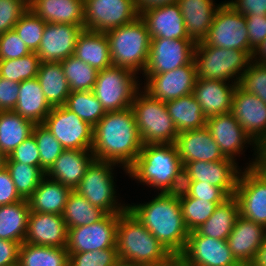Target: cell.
Segmentation results:
<instances>
[{
  "instance_id": "7402d4cb",
  "label": "cell",
  "mask_w": 266,
  "mask_h": 266,
  "mask_svg": "<svg viewBox=\"0 0 266 266\" xmlns=\"http://www.w3.org/2000/svg\"><path fill=\"white\" fill-rule=\"evenodd\" d=\"M68 228L63 215L30 211L24 242L51 247H66Z\"/></svg>"
},
{
  "instance_id": "1f68e13d",
  "label": "cell",
  "mask_w": 266,
  "mask_h": 266,
  "mask_svg": "<svg viewBox=\"0 0 266 266\" xmlns=\"http://www.w3.org/2000/svg\"><path fill=\"white\" fill-rule=\"evenodd\" d=\"M69 187L45 176L27 199L31 211L62 215L67 203Z\"/></svg>"
},
{
  "instance_id": "11a10c76",
  "label": "cell",
  "mask_w": 266,
  "mask_h": 266,
  "mask_svg": "<svg viewBox=\"0 0 266 266\" xmlns=\"http://www.w3.org/2000/svg\"><path fill=\"white\" fill-rule=\"evenodd\" d=\"M189 197L215 202L217 205L229 198L219 187L201 182H192Z\"/></svg>"
},
{
  "instance_id": "91938a15",
  "label": "cell",
  "mask_w": 266,
  "mask_h": 266,
  "mask_svg": "<svg viewBox=\"0 0 266 266\" xmlns=\"http://www.w3.org/2000/svg\"><path fill=\"white\" fill-rule=\"evenodd\" d=\"M20 242L0 239V266H17Z\"/></svg>"
},
{
  "instance_id": "f35d334b",
  "label": "cell",
  "mask_w": 266,
  "mask_h": 266,
  "mask_svg": "<svg viewBox=\"0 0 266 266\" xmlns=\"http://www.w3.org/2000/svg\"><path fill=\"white\" fill-rule=\"evenodd\" d=\"M106 214L104 210L92 205L86 198L72 190L62 215L69 229L95 223Z\"/></svg>"
},
{
  "instance_id": "db71d44e",
  "label": "cell",
  "mask_w": 266,
  "mask_h": 266,
  "mask_svg": "<svg viewBox=\"0 0 266 266\" xmlns=\"http://www.w3.org/2000/svg\"><path fill=\"white\" fill-rule=\"evenodd\" d=\"M192 177L183 166L172 178L170 185L163 192L167 197L181 199L189 196L191 192Z\"/></svg>"
},
{
  "instance_id": "ee69618b",
  "label": "cell",
  "mask_w": 266,
  "mask_h": 266,
  "mask_svg": "<svg viewBox=\"0 0 266 266\" xmlns=\"http://www.w3.org/2000/svg\"><path fill=\"white\" fill-rule=\"evenodd\" d=\"M183 221L189 232L195 231L204 224L214 213L218 206L215 202L201 200L193 197L179 199Z\"/></svg>"
},
{
  "instance_id": "a7ac6f4b",
  "label": "cell",
  "mask_w": 266,
  "mask_h": 266,
  "mask_svg": "<svg viewBox=\"0 0 266 266\" xmlns=\"http://www.w3.org/2000/svg\"><path fill=\"white\" fill-rule=\"evenodd\" d=\"M28 5L30 4L31 0H24Z\"/></svg>"
},
{
  "instance_id": "836d02e7",
  "label": "cell",
  "mask_w": 266,
  "mask_h": 266,
  "mask_svg": "<svg viewBox=\"0 0 266 266\" xmlns=\"http://www.w3.org/2000/svg\"><path fill=\"white\" fill-rule=\"evenodd\" d=\"M178 134L206 127L207 118L193 94L165 102Z\"/></svg>"
},
{
  "instance_id": "d4e9b609",
  "label": "cell",
  "mask_w": 266,
  "mask_h": 266,
  "mask_svg": "<svg viewBox=\"0 0 266 266\" xmlns=\"http://www.w3.org/2000/svg\"><path fill=\"white\" fill-rule=\"evenodd\" d=\"M266 238V228L239 215L227 242L236 260L249 265Z\"/></svg>"
},
{
  "instance_id": "681fc988",
  "label": "cell",
  "mask_w": 266,
  "mask_h": 266,
  "mask_svg": "<svg viewBox=\"0 0 266 266\" xmlns=\"http://www.w3.org/2000/svg\"><path fill=\"white\" fill-rule=\"evenodd\" d=\"M28 8L24 0H0V34L12 30Z\"/></svg>"
},
{
  "instance_id": "f6af8a7d",
  "label": "cell",
  "mask_w": 266,
  "mask_h": 266,
  "mask_svg": "<svg viewBox=\"0 0 266 266\" xmlns=\"http://www.w3.org/2000/svg\"><path fill=\"white\" fill-rule=\"evenodd\" d=\"M32 134L39 150L40 167L46 173L65 149L43 124H35Z\"/></svg>"
},
{
  "instance_id": "f546056e",
  "label": "cell",
  "mask_w": 266,
  "mask_h": 266,
  "mask_svg": "<svg viewBox=\"0 0 266 266\" xmlns=\"http://www.w3.org/2000/svg\"><path fill=\"white\" fill-rule=\"evenodd\" d=\"M73 55L97 71L112 66L109 40L103 32L83 29L78 36Z\"/></svg>"
},
{
  "instance_id": "94428289",
  "label": "cell",
  "mask_w": 266,
  "mask_h": 266,
  "mask_svg": "<svg viewBox=\"0 0 266 266\" xmlns=\"http://www.w3.org/2000/svg\"><path fill=\"white\" fill-rule=\"evenodd\" d=\"M139 16L152 8L161 7L168 4L177 3V0H134Z\"/></svg>"
},
{
  "instance_id": "4fadbf2b",
  "label": "cell",
  "mask_w": 266,
  "mask_h": 266,
  "mask_svg": "<svg viewBox=\"0 0 266 266\" xmlns=\"http://www.w3.org/2000/svg\"><path fill=\"white\" fill-rule=\"evenodd\" d=\"M43 125L65 150H91L94 127L64 105L52 107Z\"/></svg>"
},
{
  "instance_id": "484cf974",
  "label": "cell",
  "mask_w": 266,
  "mask_h": 266,
  "mask_svg": "<svg viewBox=\"0 0 266 266\" xmlns=\"http://www.w3.org/2000/svg\"><path fill=\"white\" fill-rule=\"evenodd\" d=\"M140 17L147 25L150 38L190 39L177 3L149 9Z\"/></svg>"
},
{
  "instance_id": "680465c9",
  "label": "cell",
  "mask_w": 266,
  "mask_h": 266,
  "mask_svg": "<svg viewBox=\"0 0 266 266\" xmlns=\"http://www.w3.org/2000/svg\"><path fill=\"white\" fill-rule=\"evenodd\" d=\"M227 3L244 16L266 15V0H230Z\"/></svg>"
},
{
  "instance_id": "d6a6232c",
  "label": "cell",
  "mask_w": 266,
  "mask_h": 266,
  "mask_svg": "<svg viewBox=\"0 0 266 266\" xmlns=\"http://www.w3.org/2000/svg\"><path fill=\"white\" fill-rule=\"evenodd\" d=\"M36 78L51 107L65 105L71 90L60 62L40 63Z\"/></svg>"
},
{
  "instance_id": "7a4b0ae2",
  "label": "cell",
  "mask_w": 266,
  "mask_h": 266,
  "mask_svg": "<svg viewBox=\"0 0 266 266\" xmlns=\"http://www.w3.org/2000/svg\"><path fill=\"white\" fill-rule=\"evenodd\" d=\"M157 194L149 202L128 204V209L172 255H180L189 236L180 201L161 192Z\"/></svg>"
},
{
  "instance_id": "2e32d148",
  "label": "cell",
  "mask_w": 266,
  "mask_h": 266,
  "mask_svg": "<svg viewBox=\"0 0 266 266\" xmlns=\"http://www.w3.org/2000/svg\"><path fill=\"white\" fill-rule=\"evenodd\" d=\"M231 113L245 133L266 154V103L237 85Z\"/></svg>"
},
{
  "instance_id": "ba28073f",
  "label": "cell",
  "mask_w": 266,
  "mask_h": 266,
  "mask_svg": "<svg viewBox=\"0 0 266 266\" xmlns=\"http://www.w3.org/2000/svg\"><path fill=\"white\" fill-rule=\"evenodd\" d=\"M136 75L130 69L116 66L98 71L92 92L106 112L131 107L136 92L142 89Z\"/></svg>"
},
{
  "instance_id": "9c48e42d",
  "label": "cell",
  "mask_w": 266,
  "mask_h": 266,
  "mask_svg": "<svg viewBox=\"0 0 266 266\" xmlns=\"http://www.w3.org/2000/svg\"><path fill=\"white\" fill-rule=\"evenodd\" d=\"M118 164L94 159L86 169V173L75 189L92 205L106 213L121 214L128 209V204L118 203L114 188V167Z\"/></svg>"
},
{
  "instance_id": "816d5d0a",
  "label": "cell",
  "mask_w": 266,
  "mask_h": 266,
  "mask_svg": "<svg viewBox=\"0 0 266 266\" xmlns=\"http://www.w3.org/2000/svg\"><path fill=\"white\" fill-rule=\"evenodd\" d=\"M7 161H15L31 166H40V156L37 142L31 134L8 156Z\"/></svg>"
},
{
  "instance_id": "c3c4849f",
  "label": "cell",
  "mask_w": 266,
  "mask_h": 266,
  "mask_svg": "<svg viewBox=\"0 0 266 266\" xmlns=\"http://www.w3.org/2000/svg\"><path fill=\"white\" fill-rule=\"evenodd\" d=\"M238 85L245 92L255 94L266 103V65L251 61Z\"/></svg>"
},
{
  "instance_id": "3957f363",
  "label": "cell",
  "mask_w": 266,
  "mask_h": 266,
  "mask_svg": "<svg viewBox=\"0 0 266 266\" xmlns=\"http://www.w3.org/2000/svg\"><path fill=\"white\" fill-rule=\"evenodd\" d=\"M116 247L120 263L132 266H153L172 255L129 209L118 214Z\"/></svg>"
},
{
  "instance_id": "8d00e7d4",
  "label": "cell",
  "mask_w": 266,
  "mask_h": 266,
  "mask_svg": "<svg viewBox=\"0 0 266 266\" xmlns=\"http://www.w3.org/2000/svg\"><path fill=\"white\" fill-rule=\"evenodd\" d=\"M34 125L14 111H0V150L9 156L32 134Z\"/></svg>"
},
{
  "instance_id": "6f0895ef",
  "label": "cell",
  "mask_w": 266,
  "mask_h": 266,
  "mask_svg": "<svg viewBox=\"0 0 266 266\" xmlns=\"http://www.w3.org/2000/svg\"><path fill=\"white\" fill-rule=\"evenodd\" d=\"M21 200L22 198L16 191L9 171L4 168L0 171V206L13 204Z\"/></svg>"
},
{
  "instance_id": "f907efd6",
  "label": "cell",
  "mask_w": 266,
  "mask_h": 266,
  "mask_svg": "<svg viewBox=\"0 0 266 266\" xmlns=\"http://www.w3.org/2000/svg\"><path fill=\"white\" fill-rule=\"evenodd\" d=\"M30 53L14 29L0 34V60L18 59Z\"/></svg>"
},
{
  "instance_id": "03108f58",
  "label": "cell",
  "mask_w": 266,
  "mask_h": 266,
  "mask_svg": "<svg viewBox=\"0 0 266 266\" xmlns=\"http://www.w3.org/2000/svg\"><path fill=\"white\" fill-rule=\"evenodd\" d=\"M8 156L0 150V171L6 168Z\"/></svg>"
},
{
  "instance_id": "b9f144b4",
  "label": "cell",
  "mask_w": 266,
  "mask_h": 266,
  "mask_svg": "<svg viewBox=\"0 0 266 266\" xmlns=\"http://www.w3.org/2000/svg\"><path fill=\"white\" fill-rule=\"evenodd\" d=\"M71 92L91 91L95 85L98 71L76 58L74 55L60 61Z\"/></svg>"
},
{
  "instance_id": "4316f807",
  "label": "cell",
  "mask_w": 266,
  "mask_h": 266,
  "mask_svg": "<svg viewBox=\"0 0 266 266\" xmlns=\"http://www.w3.org/2000/svg\"><path fill=\"white\" fill-rule=\"evenodd\" d=\"M94 159L91 150H64L46 172V176L75 190Z\"/></svg>"
},
{
  "instance_id": "60d3db41",
  "label": "cell",
  "mask_w": 266,
  "mask_h": 266,
  "mask_svg": "<svg viewBox=\"0 0 266 266\" xmlns=\"http://www.w3.org/2000/svg\"><path fill=\"white\" fill-rule=\"evenodd\" d=\"M9 171L16 191L22 199H28L39 186L46 173L40 166H31L15 161H7Z\"/></svg>"
},
{
  "instance_id": "6125c7cd",
  "label": "cell",
  "mask_w": 266,
  "mask_h": 266,
  "mask_svg": "<svg viewBox=\"0 0 266 266\" xmlns=\"http://www.w3.org/2000/svg\"><path fill=\"white\" fill-rule=\"evenodd\" d=\"M252 61L258 64L266 65V39L256 49H254Z\"/></svg>"
},
{
  "instance_id": "4dcf8cb0",
  "label": "cell",
  "mask_w": 266,
  "mask_h": 266,
  "mask_svg": "<svg viewBox=\"0 0 266 266\" xmlns=\"http://www.w3.org/2000/svg\"><path fill=\"white\" fill-rule=\"evenodd\" d=\"M18 93V102L13 111L34 124H43L52 107L46 100L38 79L19 83Z\"/></svg>"
},
{
  "instance_id": "74e56055",
  "label": "cell",
  "mask_w": 266,
  "mask_h": 266,
  "mask_svg": "<svg viewBox=\"0 0 266 266\" xmlns=\"http://www.w3.org/2000/svg\"><path fill=\"white\" fill-rule=\"evenodd\" d=\"M17 266H69L66 247L38 246L23 242Z\"/></svg>"
},
{
  "instance_id": "5b68a950",
  "label": "cell",
  "mask_w": 266,
  "mask_h": 266,
  "mask_svg": "<svg viewBox=\"0 0 266 266\" xmlns=\"http://www.w3.org/2000/svg\"><path fill=\"white\" fill-rule=\"evenodd\" d=\"M112 66L139 74L144 72L150 51V35L144 20L138 16L131 23L106 32Z\"/></svg>"
},
{
  "instance_id": "8fae6325",
  "label": "cell",
  "mask_w": 266,
  "mask_h": 266,
  "mask_svg": "<svg viewBox=\"0 0 266 266\" xmlns=\"http://www.w3.org/2000/svg\"><path fill=\"white\" fill-rule=\"evenodd\" d=\"M206 128L209 130L214 141L219 146L225 158L236 162V156L243 151L245 144L254 145L255 158H253L246 168H251L262 164L266 160V154L252 141L245 133L243 127L230 112L207 118Z\"/></svg>"
},
{
  "instance_id": "cb8c5ba5",
  "label": "cell",
  "mask_w": 266,
  "mask_h": 266,
  "mask_svg": "<svg viewBox=\"0 0 266 266\" xmlns=\"http://www.w3.org/2000/svg\"><path fill=\"white\" fill-rule=\"evenodd\" d=\"M229 83L197 78L192 94L206 118L231 112L233 93L238 84Z\"/></svg>"
},
{
  "instance_id": "5bb4252c",
  "label": "cell",
  "mask_w": 266,
  "mask_h": 266,
  "mask_svg": "<svg viewBox=\"0 0 266 266\" xmlns=\"http://www.w3.org/2000/svg\"><path fill=\"white\" fill-rule=\"evenodd\" d=\"M138 16L134 0H84V29L106 33Z\"/></svg>"
},
{
  "instance_id": "e7e4bbea",
  "label": "cell",
  "mask_w": 266,
  "mask_h": 266,
  "mask_svg": "<svg viewBox=\"0 0 266 266\" xmlns=\"http://www.w3.org/2000/svg\"><path fill=\"white\" fill-rule=\"evenodd\" d=\"M153 266H186V263L181 255H171L164 262L157 263Z\"/></svg>"
},
{
  "instance_id": "ab89813d",
  "label": "cell",
  "mask_w": 266,
  "mask_h": 266,
  "mask_svg": "<svg viewBox=\"0 0 266 266\" xmlns=\"http://www.w3.org/2000/svg\"><path fill=\"white\" fill-rule=\"evenodd\" d=\"M76 113L83 121L94 127L106 114L100 101L91 91L70 92L64 105Z\"/></svg>"
},
{
  "instance_id": "7dc6e473",
  "label": "cell",
  "mask_w": 266,
  "mask_h": 266,
  "mask_svg": "<svg viewBox=\"0 0 266 266\" xmlns=\"http://www.w3.org/2000/svg\"><path fill=\"white\" fill-rule=\"evenodd\" d=\"M117 248L69 253V266H117Z\"/></svg>"
},
{
  "instance_id": "bcb514c9",
  "label": "cell",
  "mask_w": 266,
  "mask_h": 266,
  "mask_svg": "<svg viewBox=\"0 0 266 266\" xmlns=\"http://www.w3.org/2000/svg\"><path fill=\"white\" fill-rule=\"evenodd\" d=\"M45 26L46 22L28 8L13 29L31 52H37Z\"/></svg>"
},
{
  "instance_id": "52a82bcc",
  "label": "cell",
  "mask_w": 266,
  "mask_h": 266,
  "mask_svg": "<svg viewBox=\"0 0 266 266\" xmlns=\"http://www.w3.org/2000/svg\"><path fill=\"white\" fill-rule=\"evenodd\" d=\"M194 60L198 78L226 82L233 80L231 83L239 84L242 74L252 61V53L205 46L199 42L194 49Z\"/></svg>"
},
{
  "instance_id": "6da1fadb",
  "label": "cell",
  "mask_w": 266,
  "mask_h": 266,
  "mask_svg": "<svg viewBox=\"0 0 266 266\" xmlns=\"http://www.w3.org/2000/svg\"><path fill=\"white\" fill-rule=\"evenodd\" d=\"M143 147L131 107L109 111L94 126L91 151L95 159L116 163L127 174Z\"/></svg>"
},
{
  "instance_id": "d6986e66",
  "label": "cell",
  "mask_w": 266,
  "mask_h": 266,
  "mask_svg": "<svg viewBox=\"0 0 266 266\" xmlns=\"http://www.w3.org/2000/svg\"><path fill=\"white\" fill-rule=\"evenodd\" d=\"M186 265L242 266L233 256L227 240L189 232L186 246L180 254Z\"/></svg>"
},
{
  "instance_id": "f1b7e54d",
  "label": "cell",
  "mask_w": 266,
  "mask_h": 266,
  "mask_svg": "<svg viewBox=\"0 0 266 266\" xmlns=\"http://www.w3.org/2000/svg\"><path fill=\"white\" fill-rule=\"evenodd\" d=\"M29 8L46 23L84 26V0H31Z\"/></svg>"
},
{
  "instance_id": "003e7915",
  "label": "cell",
  "mask_w": 266,
  "mask_h": 266,
  "mask_svg": "<svg viewBox=\"0 0 266 266\" xmlns=\"http://www.w3.org/2000/svg\"><path fill=\"white\" fill-rule=\"evenodd\" d=\"M117 266H132V265H128V264L119 263Z\"/></svg>"
},
{
  "instance_id": "83f0119b",
  "label": "cell",
  "mask_w": 266,
  "mask_h": 266,
  "mask_svg": "<svg viewBox=\"0 0 266 266\" xmlns=\"http://www.w3.org/2000/svg\"><path fill=\"white\" fill-rule=\"evenodd\" d=\"M213 2V0H177L189 38L195 43L202 42L206 38L216 11L222 4Z\"/></svg>"
},
{
  "instance_id": "d590c367",
  "label": "cell",
  "mask_w": 266,
  "mask_h": 266,
  "mask_svg": "<svg viewBox=\"0 0 266 266\" xmlns=\"http://www.w3.org/2000/svg\"><path fill=\"white\" fill-rule=\"evenodd\" d=\"M30 211L26 199L0 206V239L22 244L27 232Z\"/></svg>"
},
{
  "instance_id": "44dd1931",
  "label": "cell",
  "mask_w": 266,
  "mask_h": 266,
  "mask_svg": "<svg viewBox=\"0 0 266 266\" xmlns=\"http://www.w3.org/2000/svg\"><path fill=\"white\" fill-rule=\"evenodd\" d=\"M193 182L210 183L219 187L228 197L235 194L241 169L229 158L220 161H192L184 165Z\"/></svg>"
},
{
  "instance_id": "e575fe53",
  "label": "cell",
  "mask_w": 266,
  "mask_h": 266,
  "mask_svg": "<svg viewBox=\"0 0 266 266\" xmlns=\"http://www.w3.org/2000/svg\"><path fill=\"white\" fill-rule=\"evenodd\" d=\"M239 215L237 199L234 196L229 197L215 208L212 216L196 231L202 236L227 240Z\"/></svg>"
},
{
  "instance_id": "277c9868",
  "label": "cell",
  "mask_w": 266,
  "mask_h": 266,
  "mask_svg": "<svg viewBox=\"0 0 266 266\" xmlns=\"http://www.w3.org/2000/svg\"><path fill=\"white\" fill-rule=\"evenodd\" d=\"M183 167L175 144H143L127 175L163 193Z\"/></svg>"
},
{
  "instance_id": "7c38bea8",
  "label": "cell",
  "mask_w": 266,
  "mask_h": 266,
  "mask_svg": "<svg viewBox=\"0 0 266 266\" xmlns=\"http://www.w3.org/2000/svg\"><path fill=\"white\" fill-rule=\"evenodd\" d=\"M201 43L205 46L249 51L245 16L226 1L222 2L216 11L208 35Z\"/></svg>"
},
{
  "instance_id": "8992f818",
  "label": "cell",
  "mask_w": 266,
  "mask_h": 266,
  "mask_svg": "<svg viewBox=\"0 0 266 266\" xmlns=\"http://www.w3.org/2000/svg\"><path fill=\"white\" fill-rule=\"evenodd\" d=\"M138 90L131 108L143 144H173L178 131L170 117L165 102Z\"/></svg>"
},
{
  "instance_id": "603a6c76",
  "label": "cell",
  "mask_w": 266,
  "mask_h": 266,
  "mask_svg": "<svg viewBox=\"0 0 266 266\" xmlns=\"http://www.w3.org/2000/svg\"><path fill=\"white\" fill-rule=\"evenodd\" d=\"M174 144L183 166L192 161L212 162L225 159L206 127L179 133Z\"/></svg>"
},
{
  "instance_id": "be15d7a7",
  "label": "cell",
  "mask_w": 266,
  "mask_h": 266,
  "mask_svg": "<svg viewBox=\"0 0 266 266\" xmlns=\"http://www.w3.org/2000/svg\"><path fill=\"white\" fill-rule=\"evenodd\" d=\"M249 266H266V238Z\"/></svg>"
},
{
  "instance_id": "30bf717a",
  "label": "cell",
  "mask_w": 266,
  "mask_h": 266,
  "mask_svg": "<svg viewBox=\"0 0 266 266\" xmlns=\"http://www.w3.org/2000/svg\"><path fill=\"white\" fill-rule=\"evenodd\" d=\"M241 170L234 197L242 217L266 228V160L255 167Z\"/></svg>"
},
{
  "instance_id": "f5cc1de1",
  "label": "cell",
  "mask_w": 266,
  "mask_h": 266,
  "mask_svg": "<svg viewBox=\"0 0 266 266\" xmlns=\"http://www.w3.org/2000/svg\"><path fill=\"white\" fill-rule=\"evenodd\" d=\"M249 38V51L253 54L266 39V15L245 16Z\"/></svg>"
},
{
  "instance_id": "9a60e30c",
  "label": "cell",
  "mask_w": 266,
  "mask_h": 266,
  "mask_svg": "<svg viewBox=\"0 0 266 266\" xmlns=\"http://www.w3.org/2000/svg\"><path fill=\"white\" fill-rule=\"evenodd\" d=\"M118 214L107 213L95 223L68 229V253H82L116 247Z\"/></svg>"
},
{
  "instance_id": "ffe728a7",
  "label": "cell",
  "mask_w": 266,
  "mask_h": 266,
  "mask_svg": "<svg viewBox=\"0 0 266 266\" xmlns=\"http://www.w3.org/2000/svg\"><path fill=\"white\" fill-rule=\"evenodd\" d=\"M84 26L46 23L36 54L40 62H60L72 56Z\"/></svg>"
},
{
  "instance_id": "ac0fdd59",
  "label": "cell",
  "mask_w": 266,
  "mask_h": 266,
  "mask_svg": "<svg viewBox=\"0 0 266 266\" xmlns=\"http://www.w3.org/2000/svg\"><path fill=\"white\" fill-rule=\"evenodd\" d=\"M196 43L191 39L151 38L147 65L142 74H161L194 60Z\"/></svg>"
},
{
  "instance_id": "7bdbcfd3",
  "label": "cell",
  "mask_w": 266,
  "mask_h": 266,
  "mask_svg": "<svg viewBox=\"0 0 266 266\" xmlns=\"http://www.w3.org/2000/svg\"><path fill=\"white\" fill-rule=\"evenodd\" d=\"M40 63L36 52L18 59L0 60V77L17 83L36 78Z\"/></svg>"
},
{
  "instance_id": "9f6ffc18",
  "label": "cell",
  "mask_w": 266,
  "mask_h": 266,
  "mask_svg": "<svg viewBox=\"0 0 266 266\" xmlns=\"http://www.w3.org/2000/svg\"><path fill=\"white\" fill-rule=\"evenodd\" d=\"M19 83L0 77V111H13L18 102Z\"/></svg>"
},
{
  "instance_id": "e0dca14e",
  "label": "cell",
  "mask_w": 266,
  "mask_h": 266,
  "mask_svg": "<svg viewBox=\"0 0 266 266\" xmlns=\"http://www.w3.org/2000/svg\"><path fill=\"white\" fill-rule=\"evenodd\" d=\"M142 75L146 77L142 90L162 102L192 94L198 78L195 60L172 71Z\"/></svg>"
}]
</instances>
